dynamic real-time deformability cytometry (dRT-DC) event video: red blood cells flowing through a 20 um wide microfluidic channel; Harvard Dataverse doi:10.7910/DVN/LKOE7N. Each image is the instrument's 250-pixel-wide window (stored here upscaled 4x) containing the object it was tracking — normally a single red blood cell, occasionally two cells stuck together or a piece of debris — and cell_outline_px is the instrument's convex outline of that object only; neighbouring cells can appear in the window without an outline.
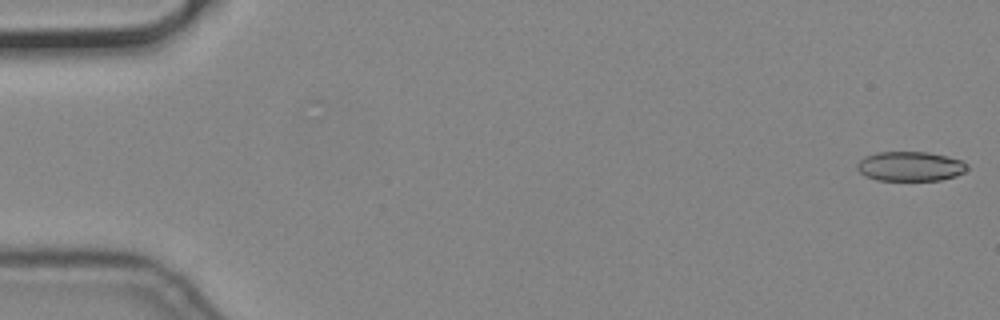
{"species": "common noctule bat (a hibernating species)", "species_latin": "Nyctalus noctula", "temperature_condition": "cold", "stored_images_in_passage": 6, "camera_frame_rate_fps": 3000, "um_per_image_px": 0.085, "animal": {"sex": "male", "body_mass_g": 19.2, "forearm_length_mm": 51.8}, "frame": {"image": 1, "passage_image": 1, "time_ms": 0.0, "image_size_px": [1000, 320], "cell_outline_px": [[968, 168], [964, 172], [956, 176], [940, 180], [876, 180], [864, 176], [856, 168], [856, 164], [864, 156], [876, 152], [928, 152], [948, 156], [960, 160], [968, 164]], "centroid_in_image_um": [77.35, 14.13], "position_along_channel_um": 7.7, "area_um2": 19.13}}
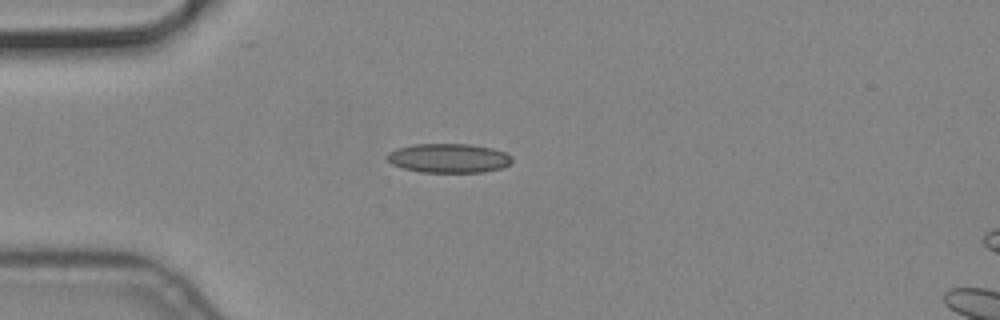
{"frame": {"image": 2, "passage_image": 5, "time_ms": 1.333, "image_size_px": [1000, 320], "cell_outline_px": [[512, 164], [500, 168], [484, 172], [420, 172], [404, 168], [392, 164], [384, 156], [388, 152], [396, 148], [412, 144], [472, 144], [492, 148], [504, 152], [512, 156]], "centroid_in_image_um": [38.13, 13.43], "position_along_channel_um": 46.9, "area_um2": 21.44}}